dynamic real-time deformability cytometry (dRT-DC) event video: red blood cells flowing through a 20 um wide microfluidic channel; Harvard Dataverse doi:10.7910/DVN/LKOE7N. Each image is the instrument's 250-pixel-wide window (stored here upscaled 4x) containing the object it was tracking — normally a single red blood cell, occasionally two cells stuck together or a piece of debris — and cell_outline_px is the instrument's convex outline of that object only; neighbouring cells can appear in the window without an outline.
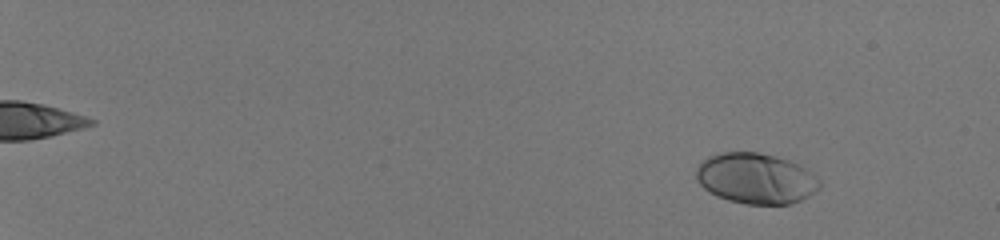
{"species": "human", "species_latin": "Homo sapiens", "temperature_condition": "room temperature", "stored_images_in_passage": 55, "camera_frame_rate_fps": 3000, "um_per_image_px": 0.085, "donor": {"sex": "male"}, "frame": {"image": 1, "passage_image": 7, "time_ms": 2.0, "image_size_px": [1000, 240], "cell_outline_px": [[820, 188], [808, 196], [792, 204], [748, 204], [728, 200], [716, 196], [708, 192], [696, 180], [696, 168], [708, 156], [720, 152], [760, 152], [776, 156], [788, 160], [808, 168], [820, 180]], "centroid_in_image_um": [64.25, 15.16], "position_along_channel_um": 20.7, "area_um2": 36.7}}
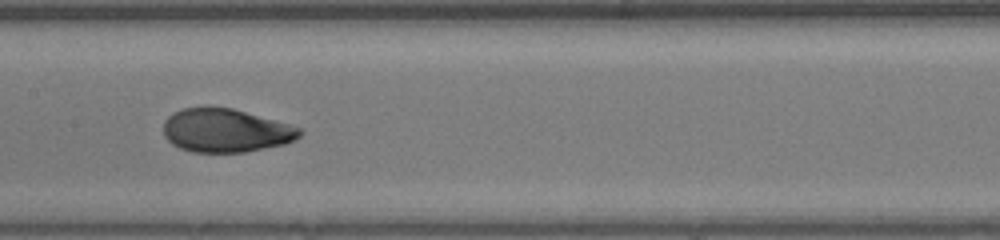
{"frame": {"image": 2, "passage_image": 34, "time_ms": 11.0, "image_size_px": [1000, 240], "cell_outline_px": [[304, 132], [296, 140], [284, 144], [244, 152], [192, 152], [180, 148], [172, 144], [164, 136], [164, 120], [168, 116], [184, 108], [232, 108], [304, 128]], "centroid_in_image_um": [19.22, 11.11], "position_along_channel_um": 188.2, "area_um2": 34.39}}
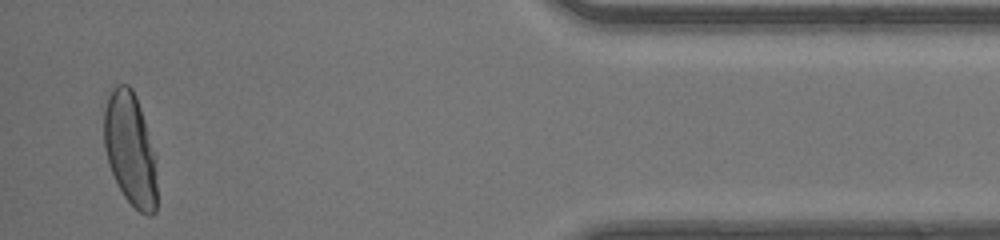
{"frame": {"image": 3, "passage_image": 54, "time_ms": 17.667, "image_size_px": [1000, 240], "cell_outline_px": [[156, 212], [148, 216], [140, 212], [124, 196], [112, 172], [104, 148], [104, 108], [108, 96], [112, 88], [116, 84], [128, 84], [132, 88], [136, 96], [156, 152]], "centroid_in_image_um": [11.08, 12.65], "position_along_channel_um": 424.1, "area_um2": 35.08}, "authors_computed_cell_mechanics": {"area_um2": 35.3158, "velocity_mm_per_s": 4.1852, "shape_relaxation_time_tau1_ms": 5.0193, "shape_relaxation_time_tau2_ms": null, "deformation_change_tau1": 0.2092, "deformation_change_tau2": null}}